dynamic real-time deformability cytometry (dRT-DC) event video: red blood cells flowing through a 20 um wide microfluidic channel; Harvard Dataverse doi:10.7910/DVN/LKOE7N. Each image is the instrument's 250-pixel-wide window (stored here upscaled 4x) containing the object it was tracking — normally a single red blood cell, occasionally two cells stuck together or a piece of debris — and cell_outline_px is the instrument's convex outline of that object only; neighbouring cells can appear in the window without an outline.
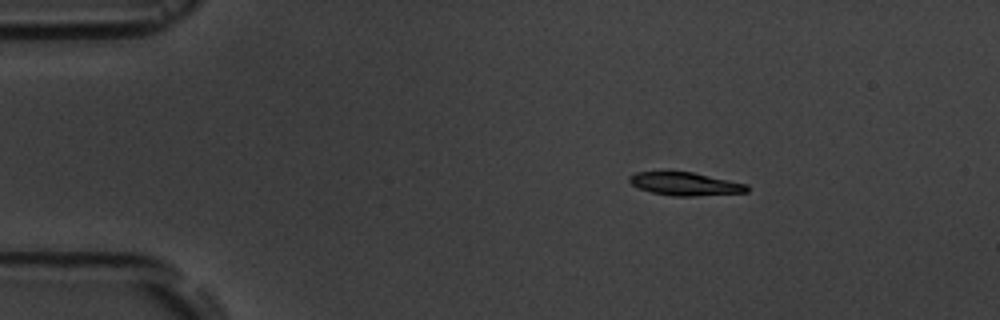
{"species": "common noctule bat (a hibernating species)", "species_latin": "Nyctalus noctula", "temperature_condition": "room temperature", "stored_images_in_passage": 4, "camera_frame_rate_fps": 3000, "um_per_image_px": 0.085, "animal": {"sex": "male", "body_mass_g": 19.5, "forearm_length_mm": 54.6}, "frame": {"image": 1, "passage_image": 2, "time_ms": 1.0, "image_size_px": [1000, 320], "cell_outline_px": [[748, 192], [696, 196], [672, 196], [652, 192], [640, 188], [632, 184], [628, 180], [628, 176], [636, 172], [692, 172], [748, 184]], "centroid_in_image_um": [58.26, 15.63], "position_along_channel_um": 26.7, "area_um2": 15.72}}